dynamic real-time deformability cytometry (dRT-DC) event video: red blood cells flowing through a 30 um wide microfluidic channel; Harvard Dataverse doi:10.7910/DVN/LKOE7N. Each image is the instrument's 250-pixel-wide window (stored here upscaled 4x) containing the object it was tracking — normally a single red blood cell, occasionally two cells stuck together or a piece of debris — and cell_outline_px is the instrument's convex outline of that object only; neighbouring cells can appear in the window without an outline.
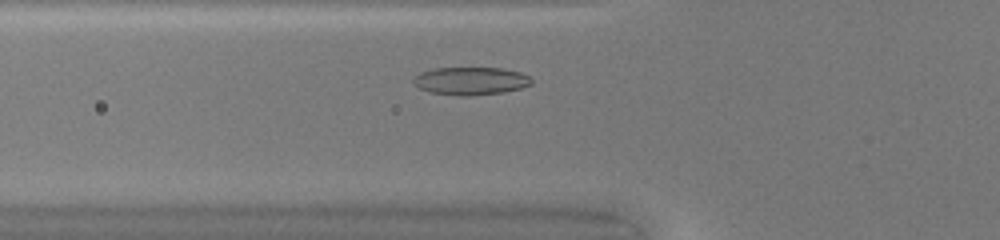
{"species": "common noctule bat (a hibernating species)", "species_latin": "Nyctalus noctula", "temperature_condition": "warm", "stored_images_in_passage": 31, "camera_frame_rate_fps": 3000, "um_per_image_px": 0.085, "animal": {"sex": "female", "body_mass_g": 20.0, "forearm_length_mm": 54.0}, "frame": {"image": 1, "passage_image": 6, "time_ms": 1.667, "image_size_px": [1000, 240], "cell_outline_px": [[532, 84], [520, 88], [504, 92], [468, 96], [460, 96], [428, 92], [412, 84], [412, 80], [420, 72], [432, 68], [500, 68], [520, 72], [528, 76], [532, 80]], "centroid_in_image_um": [39.97, 6.88], "position_along_channel_um": 85.8, "area_um2": 19.25}}
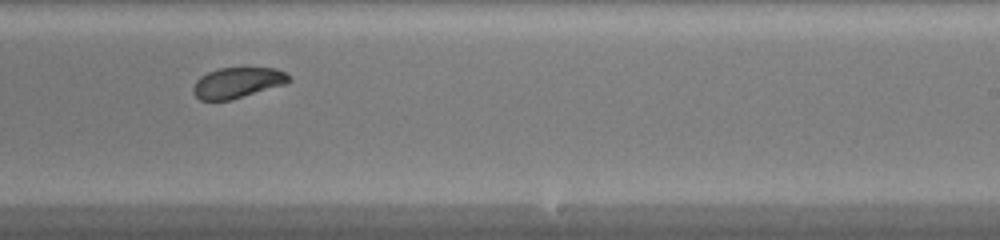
{"frame": {"image": 2, "passage_image": 19, "time_ms": 6.0, "image_size_px": [1000, 240], "cell_outline_px": [[292, 80], [284, 84], [228, 100], [200, 100], [192, 92], [192, 88], [196, 80], [200, 76], [208, 72], [220, 68], [276, 68], [284, 72]], "centroid_in_image_um": [20.14, 7.02], "position_along_channel_um": 268.9, "area_um2": 16.76}}
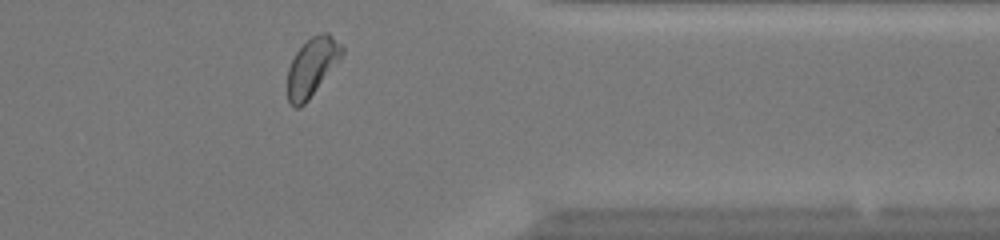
{"frame": {"image": 3, "passage_image": 28, "time_ms": 9.0, "image_size_px": [1000, 240], "cell_outline_px": [[344, 52], [308, 100], [300, 108], [296, 108], [288, 100], [288, 68], [296, 52], [312, 36], [320, 32], [328, 32], [344, 48]], "centroid_in_image_um": [26.51, 5.67], "position_along_channel_um": 384.9, "area_um2": 17.92}, "authors_computed_cell_mechanics": {"area_um2": 18.1492, "velocity_mm_per_s": 4.2251, "shape_relaxation_time_tau1_ms": 1.441, "shape_relaxation_time_tau2_ms": 1.9776, "deformation_change_tau1": 0.0806, "deformation_change_tau2": 0.0592}}